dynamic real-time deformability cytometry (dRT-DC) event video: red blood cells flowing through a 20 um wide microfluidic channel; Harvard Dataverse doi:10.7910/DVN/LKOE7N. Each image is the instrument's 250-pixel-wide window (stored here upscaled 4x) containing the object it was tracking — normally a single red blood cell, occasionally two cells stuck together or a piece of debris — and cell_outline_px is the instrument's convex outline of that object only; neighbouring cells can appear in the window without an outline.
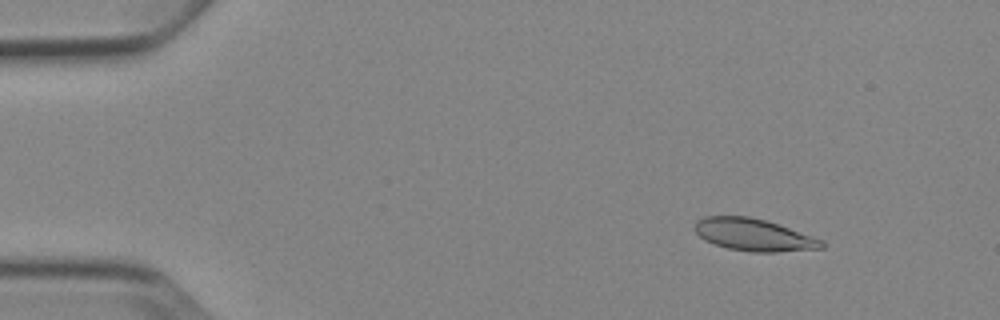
{"species": "Egyptian fruit bat (a non-hibernating species)", "species_latin": "Rousettus aegyptiacus", "temperature_condition": "cold", "stored_images_in_passage": 8, "camera_frame_rate_fps": 3000, "um_per_image_px": 0.085, "animal": {"sex": "female"}, "frame": {"image": 1, "passage_image": 2, "time_ms": 1.0, "image_size_px": [1000, 320], "cell_outline_px": [[824, 248], [776, 252], [752, 252], [728, 248], [704, 240], [692, 228], [696, 220], [704, 216], [748, 216], [764, 220], [824, 240]], "centroid_in_image_um": [64.03, 19.96], "position_along_channel_um": 21.0, "area_um2": 23.7}}
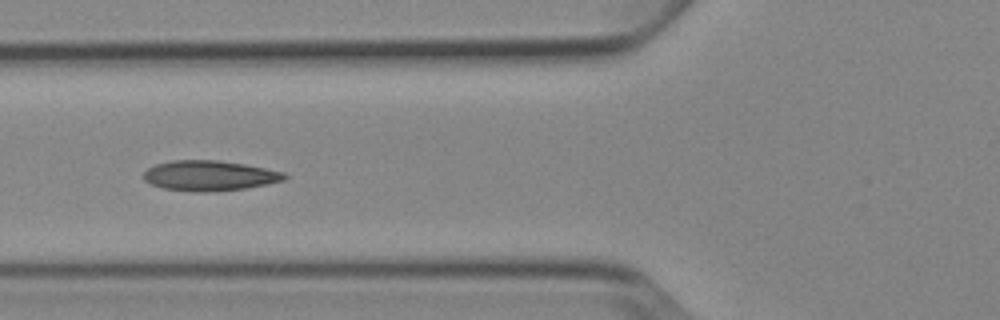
{"frame": {"image": 2, "passage_image": 6, "time_ms": 5.667, "image_size_px": [1000, 320], "cell_outline_px": [[288, 176], [284, 180], [268, 184], [244, 188], [200, 192], [192, 192], [164, 188], [152, 184], [144, 180], [144, 172], [148, 168], [156, 164], [172, 160], [216, 160], [244, 164], [284, 172]], "centroid_in_image_um": [17.8, 14.92], "position_along_channel_um": 108.0, "area_um2": 24.57}}
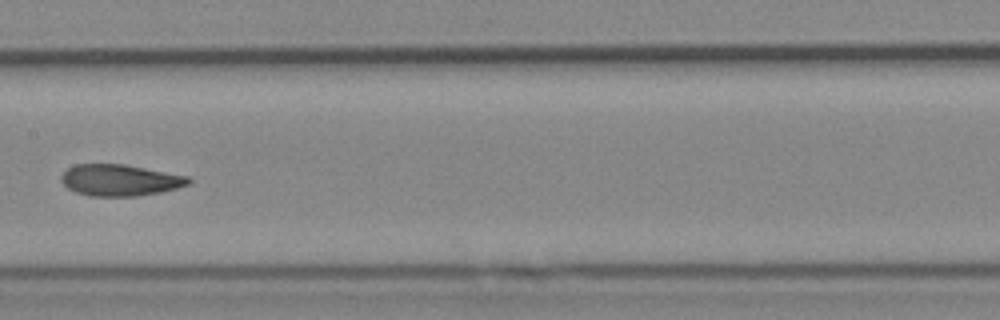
{"frame": {"image": 3, "passage_image": 8, "time_ms": 8.0, "image_size_px": [1000, 320], "cell_outline_px": [[192, 184], [160, 192], [136, 196], [88, 196], [76, 192], [68, 188], [60, 180], [60, 176], [68, 168], [76, 164], [124, 164], [188, 176], [192, 180]], "centroid_in_image_um": [10.2, 15.31], "position_along_channel_um": 197.2, "area_um2": 23.35}}